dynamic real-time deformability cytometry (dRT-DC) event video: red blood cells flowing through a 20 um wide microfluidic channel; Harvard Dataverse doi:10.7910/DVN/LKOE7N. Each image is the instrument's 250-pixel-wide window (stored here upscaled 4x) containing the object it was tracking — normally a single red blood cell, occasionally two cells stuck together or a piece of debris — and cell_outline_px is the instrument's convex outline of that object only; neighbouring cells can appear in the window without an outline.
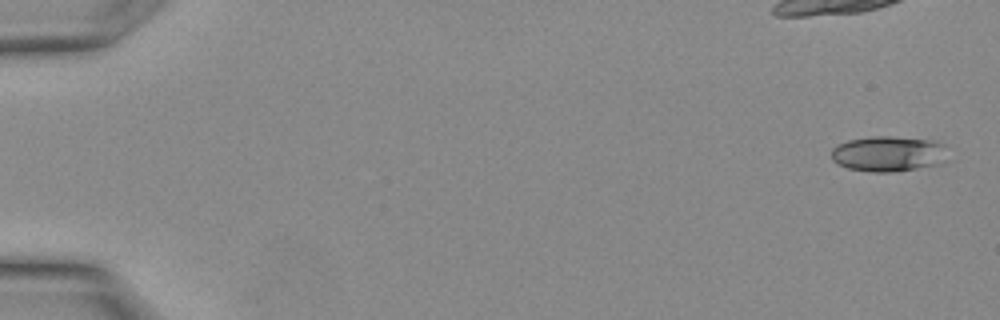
{"species": "Egyptian fruit bat (a non-hibernating species)", "species_latin": "Rousettus aegyptiacus", "temperature_condition": "warm", "stored_images_in_passage": 9, "camera_frame_rate_fps": 3000, "um_per_image_px": 0.085, "animal": {"sex": "female"}, "frame": {"image": 1, "passage_image": 1, "time_ms": 0.0, "image_size_px": [1000, 320], "cell_outline_px": [[944, 160], [940, 164], [896, 172], [872, 172], [848, 168], [832, 160], [832, 148], [848, 140], [872, 136], [892, 136], [936, 140], [944, 144]], "centroid_in_image_um": [75.52, 13.06], "position_along_channel_um": 9.5, "area_um2": 24.04}}